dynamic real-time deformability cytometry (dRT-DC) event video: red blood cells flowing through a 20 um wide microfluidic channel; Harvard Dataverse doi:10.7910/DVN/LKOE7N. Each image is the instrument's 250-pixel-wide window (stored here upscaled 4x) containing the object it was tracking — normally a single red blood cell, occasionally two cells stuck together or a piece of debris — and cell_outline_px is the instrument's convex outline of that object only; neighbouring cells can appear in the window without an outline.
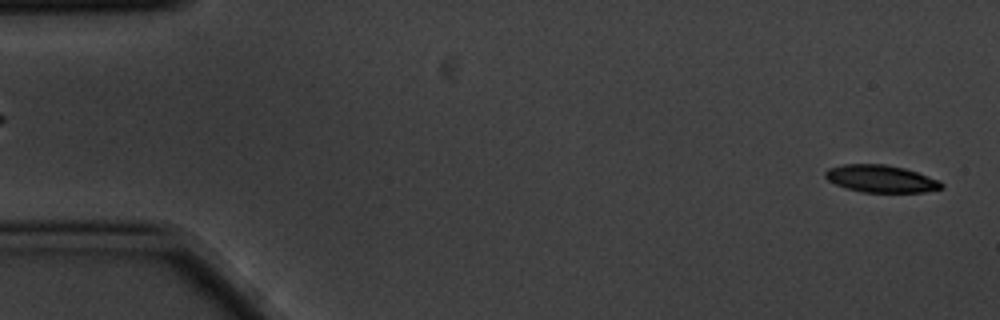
{"species": "common noctule bat (a hibernating species)", "species_latin": "Nyctalus noctula", "temperature_condition": "cold", "stored_images_in_passage": 6, "camera_frame_rate_fps": 3000, "um_per_image_px": 0.085, "animal": {"sex": "male", "body_mass_g": 20.1, "forearm_length_mm": 53.5}, "frame": {"image": 1, "passage_image": 6, "time_ms": 1.667, "image_size_px": [1000, 320], "cell_outline_px": [[944, 188], [924, 192], [860, 192], [836, 184], [828, 180], [824, 176], [824, 172], [828, 168], [844, 164], [884, 164], [904, 168], [940, 180], [944, 184]], "centroid_in_image_um": [74.89, 15.19], "position_along_channel_um": 10.1, "area_um2": 18.5}}